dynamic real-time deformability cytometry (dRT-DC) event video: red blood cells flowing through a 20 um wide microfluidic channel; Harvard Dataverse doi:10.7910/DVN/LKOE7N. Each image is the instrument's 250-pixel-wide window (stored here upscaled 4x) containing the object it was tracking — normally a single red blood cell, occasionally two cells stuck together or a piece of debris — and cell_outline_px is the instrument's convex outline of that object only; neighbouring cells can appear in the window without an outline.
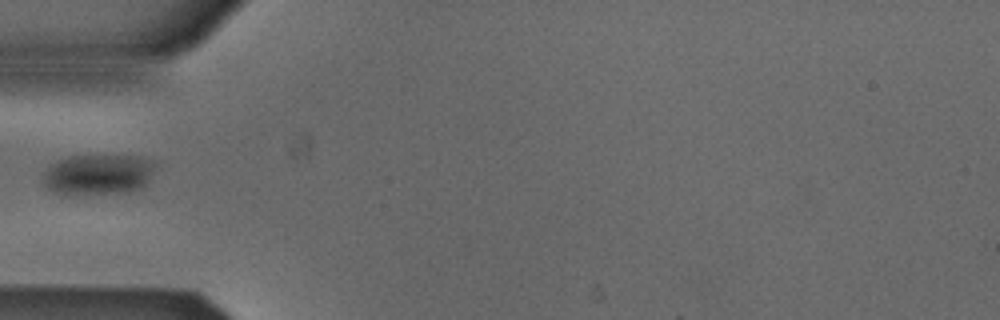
{"species": "Egyptian fruit bat (a non-hibernating species)", "species_latin": "Rousettus aegyptiacus", "temperature_condition": "cold", "stored_images_in_passage": 2, "camera_frame_rate_fps": 3000, "um_per_image_px": 0.085, "animal": {"sex": "male"}, "frame": {"image": 1, "passage_image": 1, "time_ms": 0.0, "image_size_px": [1000, 320], "cell_outline_px": [[156, 164], [148, 180], [140, 188], [128, 192], [72, 196], [60, 196], [48, 188], [44, 184], [44, 172], [56, 160], [68, 156], [144, 156], [156, 160]], "centroid_in_image_um": [8.33, 14.85], "position_along_channel_um": 76.7, "area_um2": 27.11}}